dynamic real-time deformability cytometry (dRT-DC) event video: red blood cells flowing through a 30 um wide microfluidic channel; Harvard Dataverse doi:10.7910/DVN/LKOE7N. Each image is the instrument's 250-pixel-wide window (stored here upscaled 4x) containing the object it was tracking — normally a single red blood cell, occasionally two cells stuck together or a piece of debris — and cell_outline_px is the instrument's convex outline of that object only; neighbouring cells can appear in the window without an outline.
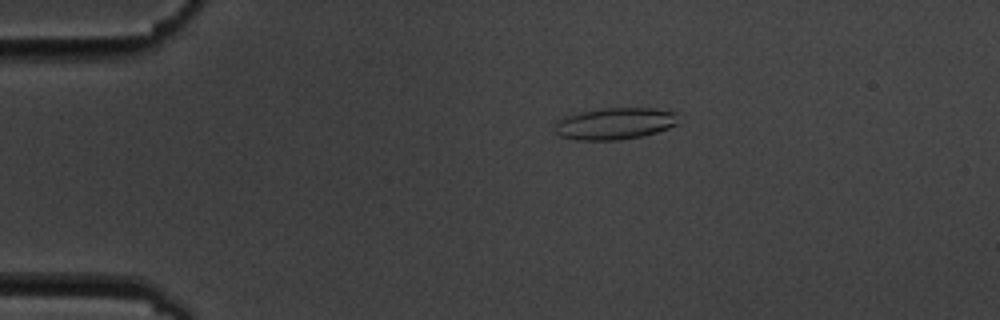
{"species": "common noctule bat (a hibernating species)", "species_latin": "Nyctalus noctula", "temperature_condition": "cold", "stored_images_in_passage": 5, "camera_frame_rate_fps": 3000, "um_per_image_px": 0.085, "animal": {"sex": "male", "body_mass_g": 19.5, "forearm_length_mm": 54.6}, "frame": {"image": 1, "passage_image": 2, "time_ms": 1.0, "image_size_px": [1000, 320], "cell_outline_px": [[676, 124], [668, 128], [656, 132], [640, 136], [620, 140], [576, 140], [560, 136], [556, 132], [556, 120], [564, 116], [580, 112], [604, 108], [656, 108], [676, 112]], "centroid_in_image_um": [52.23, 10.5], "position_along_channel_um": 32.8, "area_um2": 22.77}}
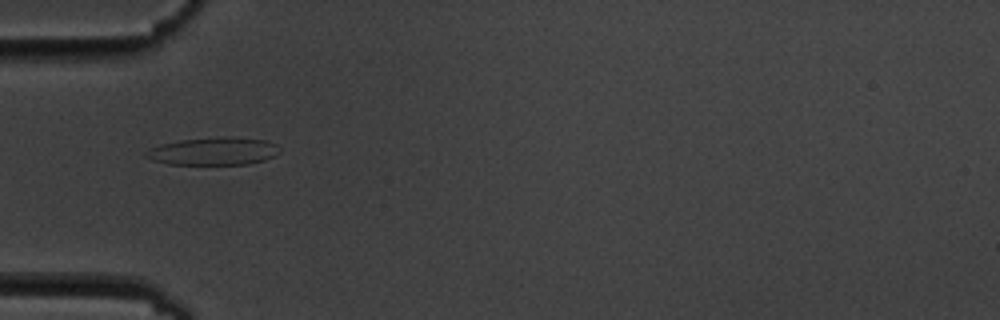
{"frame": {"image": 2, "passage_image": 4, "time_ms": 3.333, "image_size_px": [1000, 320], "cell_outline_px": [[280, 152], [276, 156], [264, 160], [248, 164], [168, 164], [152, 160], [144, 156], [144, 152], [148, 148], [160, 144], [180, 140], [224, 136], [228, 136], [264, 140], [276, 144], [280, 148]], "centroid_in_image_um": [18.14, 12.85], "position_along_channel_um": 66.9, "area_um2": 21.79}}